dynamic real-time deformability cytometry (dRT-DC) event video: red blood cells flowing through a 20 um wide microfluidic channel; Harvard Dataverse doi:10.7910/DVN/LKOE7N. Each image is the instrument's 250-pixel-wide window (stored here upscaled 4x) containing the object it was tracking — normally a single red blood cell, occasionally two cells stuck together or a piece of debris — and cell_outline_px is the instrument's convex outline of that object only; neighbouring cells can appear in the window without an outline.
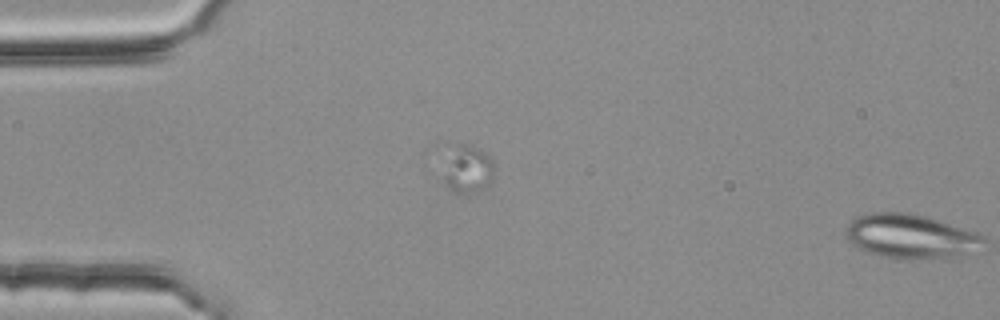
{"species": "common noctule bat (a hibernating species)", "species_latin": "Nyctalus noctula", "temperature_condition": "room temperature", "stored_images_in_passage": 15, "camera_frame_rate_fps": 3000, "um_per_image_px": 0.085, "animal": {"sex": "female", "body_mass_g": 25.1}, "frame": {"image": 1, "passage_image": 15, "time_ms": 4.667, "image_size_px": [1000, 320], "cell_outline_px": [[984, 252], [944, 260], [900, 260], [880, 256], [868, 252], [852, 244], [848, 240], [848, 224], [852, 220], [868, 212], [908, 212], [928, 216], [976, 232], [984, 236]], "centroid_in_image_um": [77.56, 20.14], "position_along_channel_um": 7.4, "area_um2": 36.82}}